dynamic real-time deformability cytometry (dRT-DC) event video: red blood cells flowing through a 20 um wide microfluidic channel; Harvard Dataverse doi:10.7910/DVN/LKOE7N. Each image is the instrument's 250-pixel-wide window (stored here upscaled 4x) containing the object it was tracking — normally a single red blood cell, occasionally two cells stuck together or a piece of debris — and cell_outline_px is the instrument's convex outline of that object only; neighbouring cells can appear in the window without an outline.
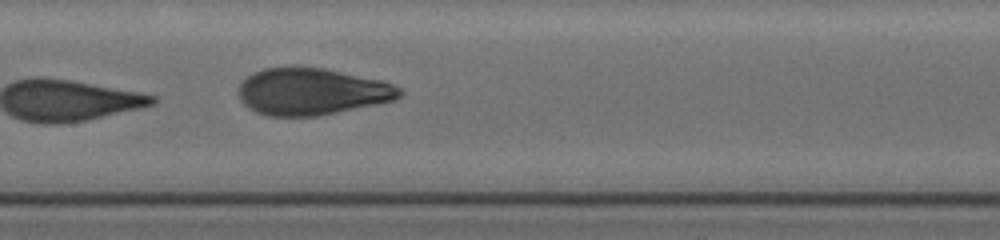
{"species": "human", "species_latin": "Homo sapiens", "temperature_condition": "cold", "stored_images_in_passage": 24, "camera_frame_rate_fps": 3000, "um_per_image_px": 0.085, "donor": {"sex": "female"}, "frame": {"image": 1, "passage_image": 14, "time_ms": 4.333, "image_size_px": [1000, 240], "cell_outline_px": [[404, 92], [396, 100], [320, 116], [268, 116], [256, 112], [248, 108], [240, 100], [236, 92], [240, 84], [248, 76], [264, 68], [324, 68], [384, 80], [400, 88]], "centroid_in_image_um": [26.52, 7.8], "position_along_channel_um": 180.9, "area_um2": 44.1}}